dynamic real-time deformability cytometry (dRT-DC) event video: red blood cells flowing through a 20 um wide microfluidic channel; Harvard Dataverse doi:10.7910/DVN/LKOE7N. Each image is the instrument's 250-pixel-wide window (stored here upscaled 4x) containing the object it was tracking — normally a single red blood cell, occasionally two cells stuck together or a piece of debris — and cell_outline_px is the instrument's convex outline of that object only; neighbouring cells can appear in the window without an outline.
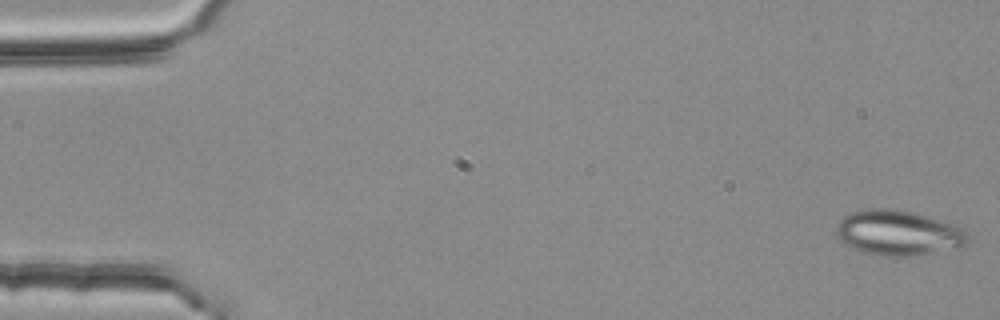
{"species": "common noctule bat (a hibernating species)", "species_latin": "Nyctalus noctula", "temperature_condition": "room temperature", "stored_images_in_passage": 53, "camera_frame_rate_fps": 3000, "um_per_image_px": 0.085, "animal": {"sex": "female", "body_mass_g": 25.1}, "frame": {"image": 1, "passage_image": 1, "time_ms": 0.0, "image_size_px": [1000, 320], "cell_outline_px": [[968, 244], [964, 248], [908, 256], [880, 256], [860, 252], [844, 244], [836, 236], [836, 224], [844, 216], [852, 212], [868, 208], [892, 208], [916, 212], [952, 224], [964, 232], [968, 236]], "centroid_in_image_um": [76.33, 19.8], "position_along_channel_um": 8.7, "area_um2": 35.03}}
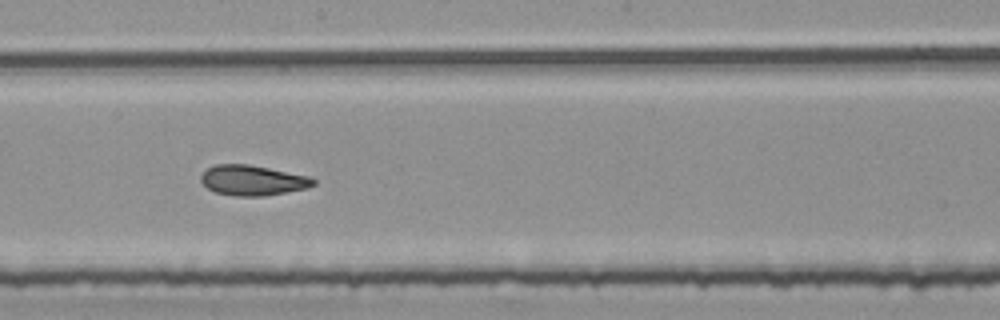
{"frame": {"image": 2, "passage_image": 30, "time_ms": 9.667, "image_size_px": [1000, 320], "cell_outline_px": [[316, 184], [308, 188], [264, 196], [236, 196], [216, 192], [208, 188], [200, 180], [200, 176], [208, 168], [216, 164], [248, 164], [308, 176], [316, 180]], "centroid_in_image_um": [21.48, 15.33], "position_along_channel_um": 226.7, "area_um2": 19.65}}
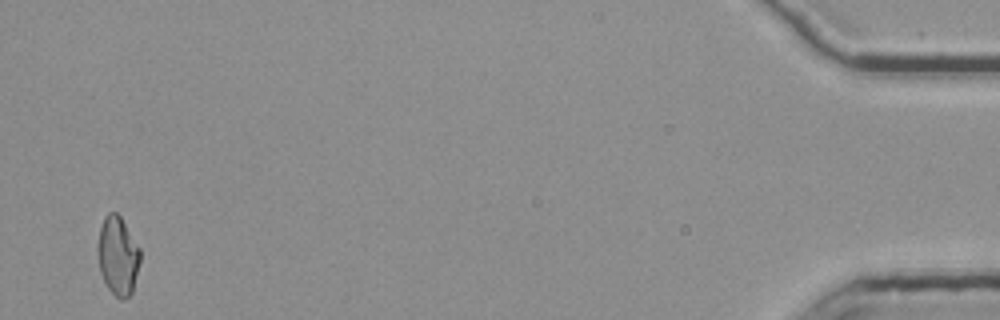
{"frame": {"image": 3, "passage_image": 53, "time_ms": 17.333, "image_size_px": [1000, 320], "cell_outline_px": [[140, 260], [132, 292], [124, 300], [120, 300], [108, 288], [100, 272], [96, 256], [96, 244], [100, 228], [104, 216], [108, 212], [116, 212], [120, 216], [140, 248]], "centroid_in_image_um": [9.98, 21.73], "position_along_channel_um": 425.2, "area_um2": 19.65}, "authors_computed_cell_mechanics": {"area_um2": 19.652, "velocity_mm_per_s": 3.7808, "shape_relaxation_time_tau1_ms": null, "shape_relaxation_time_tau2_ms": 3.7327, "deformation_change_tau1": null, "deformation_change_tau2": 0.1075}}